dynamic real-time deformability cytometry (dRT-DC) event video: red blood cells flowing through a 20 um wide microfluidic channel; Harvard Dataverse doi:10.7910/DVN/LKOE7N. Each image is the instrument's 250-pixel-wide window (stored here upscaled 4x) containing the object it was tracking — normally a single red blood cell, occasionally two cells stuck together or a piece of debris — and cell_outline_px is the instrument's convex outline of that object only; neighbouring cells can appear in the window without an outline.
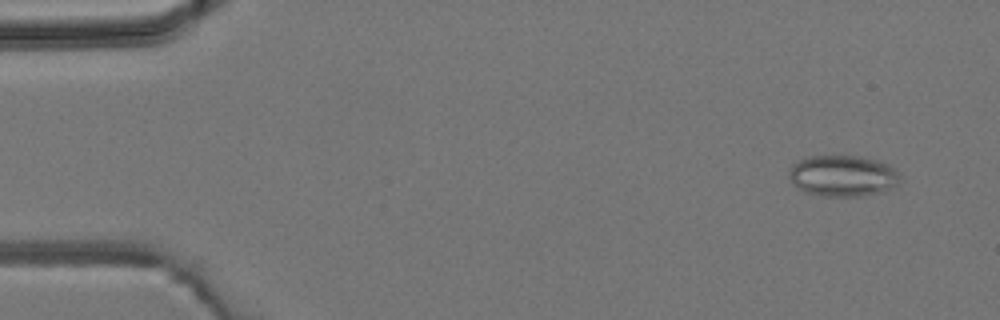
{"species": "common noctule bat (a hibernating species)", "species_latin": "Nyctalus noctula", "temperature_condition": "room temperature", "stored_images_in_passage": 4, "camera_frame_rate_fps": 3000, "um_per_image_px": 0.085, "animal": {"sex": "male", "body_mass_g": 19.2, "forearm_length_mm": 51.8}, "frame": {"image": 1, "passage_image": 1, "time_ms": 0.0, "image_size_px": [1000, 320], "cell_outline_px": [[900, 180], [896, 184], [884, 192], [860, 196], [820, 196], [804, 192], [792, 184], [788, 176], [792, 168], [800, 160], [808, 156], [860, 156], [876, 160], [888, 164], [896, 168], [900, 176]], "centroid_in_image_um": [71.65, 14.96], "position_along_channel_um": 13.3, "area_um2": 26.7}}